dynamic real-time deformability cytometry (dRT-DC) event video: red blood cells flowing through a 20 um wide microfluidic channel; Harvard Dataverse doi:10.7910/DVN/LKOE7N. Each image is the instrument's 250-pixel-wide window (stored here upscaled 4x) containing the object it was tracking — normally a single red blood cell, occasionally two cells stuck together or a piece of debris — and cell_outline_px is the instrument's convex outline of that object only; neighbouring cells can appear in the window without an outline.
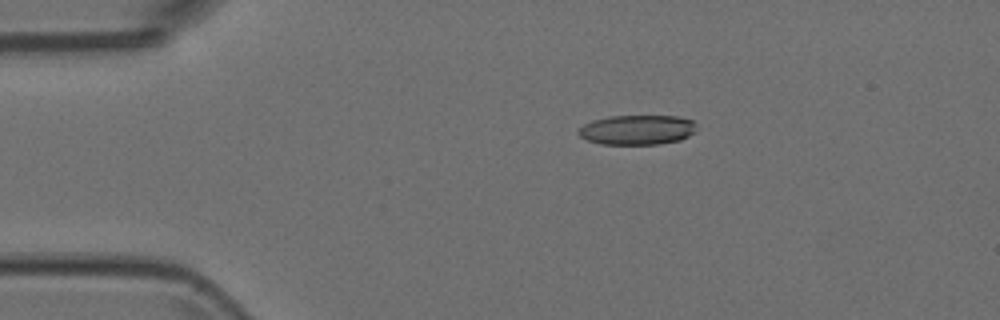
{"species": "Egyptian fruit bat (a non-hibernating species)", "species_latin": "Rousettus aegyptiacus", "temperature_condition": "room temperature", "stored_images_in_passage": 5, "camera_frame_rate_fps": 3000, "um_per_image_px": 0.085, "animal": {"sex": "female"}, "frame": {"image": 1, "passage_image": 3, "time_ms": 0.667, "image_size_px": [1000, 320], "cell_outline_px": [[696, 132], [680, 140], [660, 144], [600, 144], [588, 140], [580, 136], [576, 132], [584, 124], [592, 120], [608, 116], [676, 116], [692, 120], [696, 124]], "centroid_in_image_um": [54.17, 11.03], "position_along_channel_um": 30.8, "area_um2": 20.58}}